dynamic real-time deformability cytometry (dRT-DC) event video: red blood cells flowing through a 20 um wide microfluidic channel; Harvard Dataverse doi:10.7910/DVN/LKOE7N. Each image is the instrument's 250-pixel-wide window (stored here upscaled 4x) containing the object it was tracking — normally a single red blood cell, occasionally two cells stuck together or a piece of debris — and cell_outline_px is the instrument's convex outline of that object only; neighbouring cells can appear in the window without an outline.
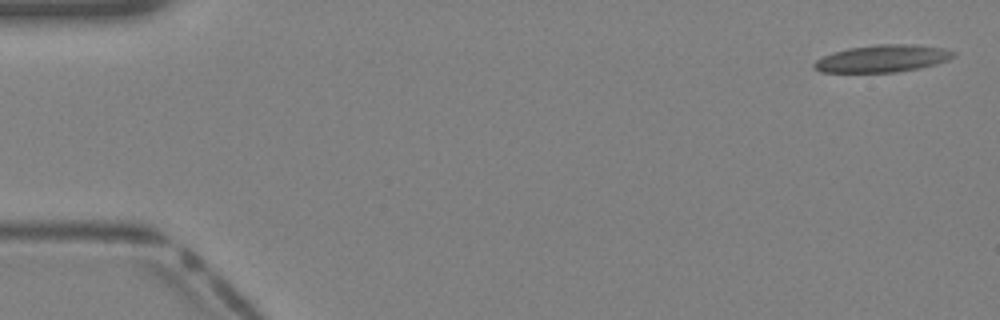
{"species": "Egyptian fruit bat (a non-hibernating species)", "species_latin": "Rousettus aegyptiacus", "temperature_condition": "warm", "stored_images_in_passage": 40, "camera_frame_rate_fps": 3000, "um_per_image_px": 0.085, "animal": {"sex": "female"}, "frame": {"image": 1, "passage_image": 1, "time_ms": 0.0, "image_size_px": [1000, 320], "cell_outline_px": [[956, 56], [948, 60], [936, 64], [920, 68], [896, 72], [820, 72], [812, 64], [816, 60], [824, 56], [848, 48], [876, 44], [908, 44], [940, 48], [956, 52]], "centroid_in_image_um": [75.03, 4.98], "position_along_channel_um": 10.0, "area_um2": 21.91}}
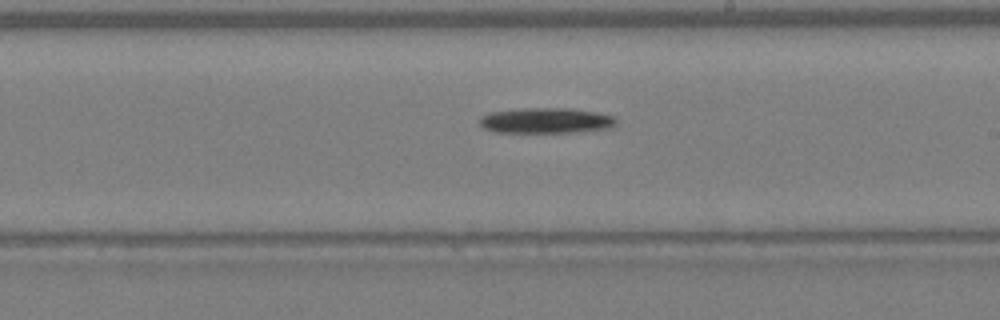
{"frame": {"image": 2, "passage_image": 23, "time_ms": 7.333, "image_size_px": [1000, 320], "cell_outline_px": [[616, 124], [612, 128], [572, 132], [496, 132], [484, 128], [480, 124], [480, 116], [488, 112], [524, 108], [568, 108], [596, 112], [612, 116], [616, 120]], "centroid_in_image_um": [46.39, 10.24], "position_along_channel_um": 242.6, "area_um2": 20.23}}
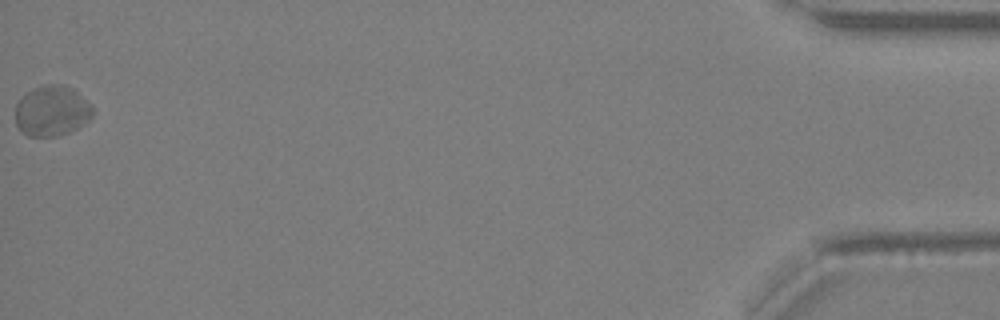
{"frame": {"image": 3, "passage_image": 40, "time_ms": 13.0, "image_size_px": [1000, 320], "cell_outline_px": [[92, 116], [84, 124], [60, 136], [28, 136], [16, 124], [16, 104], [32, 88], [44, 84], [60, 84], [72, 88], [92, 108]], "centroid_in_image_um": [4.39, 9.43], "position_along_channel_um": 430.8, "area_um2": 22.31}}